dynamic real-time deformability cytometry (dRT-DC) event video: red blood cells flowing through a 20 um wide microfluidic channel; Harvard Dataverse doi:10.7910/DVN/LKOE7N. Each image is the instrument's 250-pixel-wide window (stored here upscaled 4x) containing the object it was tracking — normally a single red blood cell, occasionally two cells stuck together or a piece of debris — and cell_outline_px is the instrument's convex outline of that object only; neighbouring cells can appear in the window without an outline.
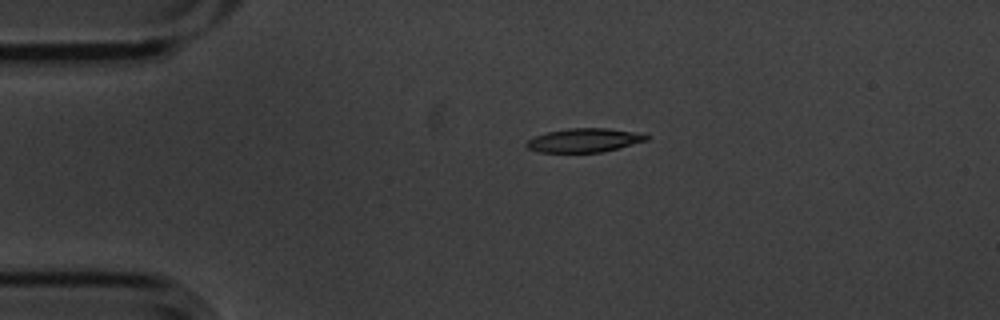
{"species": "common noctule bat (a hibernating species)", "species_latin": "Nyctalus noctula", "temperature_condition": "cold", "stored_images_in_passage": 3, "camera_frame_rate_fps": 3000, "um_per_image_px": 0.085, "animal": {"sex": "male", "body_mass_g": 20.1, "forearm_length_mm": 53.5}, "frame": {"image": 1, "passage_image": 1, "time_ms": 0.0, "image_size_px": [1000, 320], "cell_outline_px": [[648, 140], [600, 152], [540, 152], [528, 148], [524, 144], [528, 140], [536, 136], [548, 132], [568, 128], [608, 128], [632, 132], [648, 136]], "centroid_in_image_um": [49.6, 11.92], "position_along_channel_um": 35.4, "area_um2": 16.24}}